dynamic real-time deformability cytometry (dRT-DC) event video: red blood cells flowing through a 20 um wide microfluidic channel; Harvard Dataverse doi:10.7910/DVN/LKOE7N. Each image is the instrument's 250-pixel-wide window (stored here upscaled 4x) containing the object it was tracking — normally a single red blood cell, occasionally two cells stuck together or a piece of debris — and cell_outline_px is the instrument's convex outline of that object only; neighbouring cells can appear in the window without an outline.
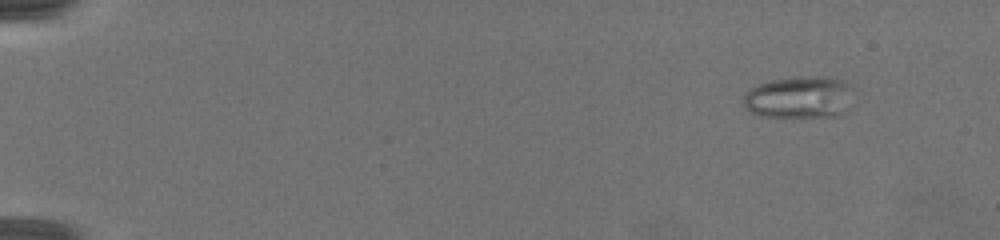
{"species": "common noctule bat (a hibernating species)", "species_latin": "Nyctalus noctula", "temperature_condition": "warm", "stored_images_in_passage": 51, "camera_frame_rate_fps": 3000, "um_per_image_px": 0.085, "animal": {"sex": "female", "body_mass_g": 19.5, "forearm_length_mm": 54.1}, "frame": {"image": 1, "passage_image": 5, "time_ms": 1.333, "image_size_px": [1000, 240], "cell_outline_px": [[852, 88], [836, 116], [760, 116], [744, 108], [744, 96], [752, 88], [760, 84], [772, 80], [804, 76], [828, 76], [848, 80], [852, 84]], "centroid_in_image_um": [67.89, 8.23], "position_along_channel_um": 17.1, "area_um2": 26.18}}
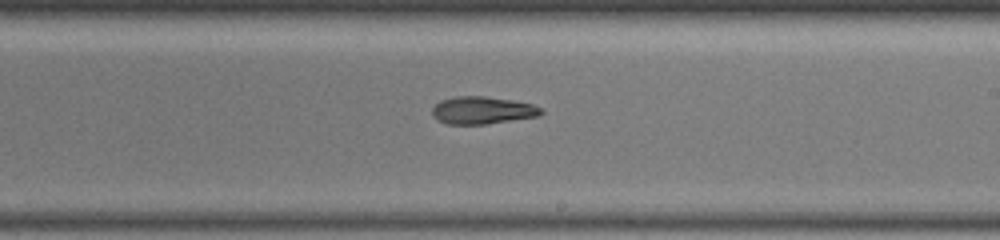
{"frame": {"image": 2, "passage_image": 32, "time_ms": 10.333, "image_size_px": [1000, 240], "cell_outline_px": [[544, 112], [536, 116], [484, 124], [448, 124], [432, 116], [432, 108], [440, 100], [456, 96], [484, 96], [512, 100], [532, 104], [540, 108]], "centroid_in_image_um": [40.96, 9.36], "position_along_channel_um": 248.0, "area_um2": 17.17}}
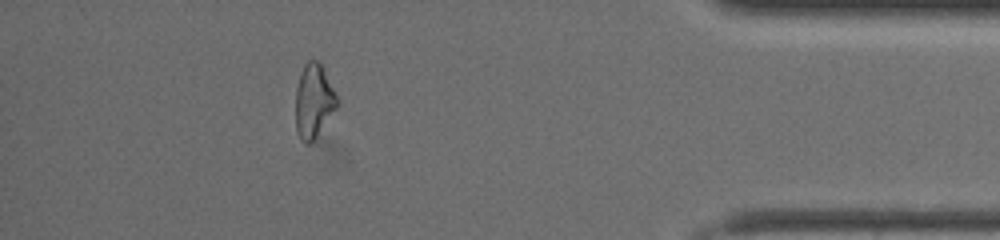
{"frame": {"image": 3, "passage_image": 46, "time_ms": 15.0, "image_size_px": [1000, 240], "cell_outline_px": [[336, 108], [312, 140], [308, 144], [304, 144], [296, 132], [296, 88], [300, 72], [304, 64], [308, 60], [320, 60], [336, 96]], "centroid_in_image_um": [26.62, 8.54], "position_along_channel_um": 408.6, "area_um2": 17.46}}